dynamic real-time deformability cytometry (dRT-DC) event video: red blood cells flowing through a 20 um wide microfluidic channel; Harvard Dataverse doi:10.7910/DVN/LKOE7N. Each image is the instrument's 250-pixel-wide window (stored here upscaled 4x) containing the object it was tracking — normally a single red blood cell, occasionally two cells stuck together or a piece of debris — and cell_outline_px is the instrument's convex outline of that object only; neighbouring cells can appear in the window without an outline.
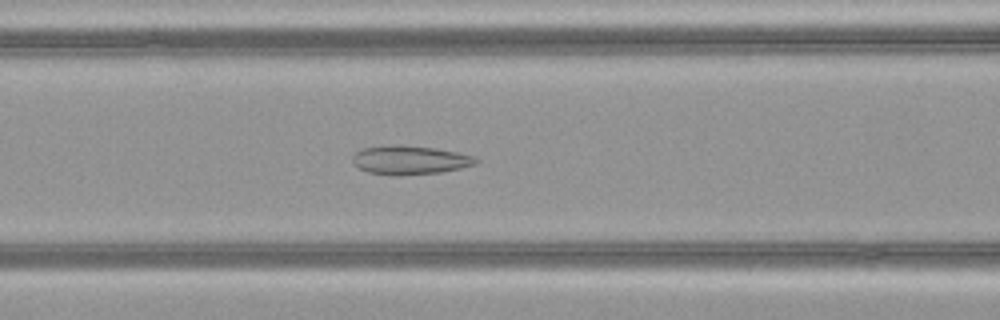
{"species": "common noctule bat (a hibernating species)", "species_latin": "Nyctalus noctula", "temperature_condition": "warm", "stored_images_in_passage": 51, "segment_of_instrument_passage": [1, 2], "camera_frame_rate_fps": 3000, "um_per_image_px": 0.085, "animal": {"sex": "female", "body_mass_g": 21.9}, "frame": {"image": 1, "passage_image": 21, "time_ms": 6.667, "image_size_px": [1000, 320], "cell_outline_px": [[480, 160], [476, 164], [444, 172], [400, 176], [392, 176], [368, 172], [352, 164], [352, 156], [360, 148], [396, 144], [436, 148], [460, 152], [476, 156]], "centroid_in_image_um": [34.85, 13.6], "position_along_channel_um": 131.7, "area_um2": 21.27}}
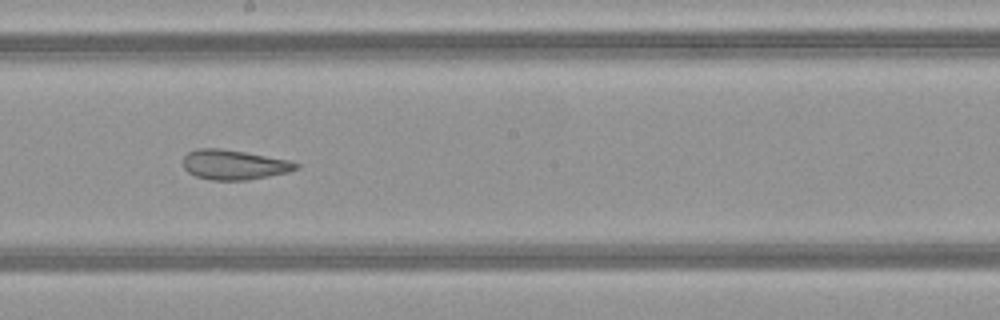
{"frame": {"image": 2, "passage_image": 28, "time_ms": 9.0, "image_size_px": [1000, 320], "cell_outline_px": [[300, 168], [288, 172], [248, 180], [212, 180], [196, 176], [188, 172], [184, 168], [184, 156], [188, 152], [200, 148], [220, 148], [244, 152], [288, 160], [300, 164]], "centroid_in_image_um": [19.9, 14.0], "position_along_channel_um": 228.3, "area_um2": 19.48}}
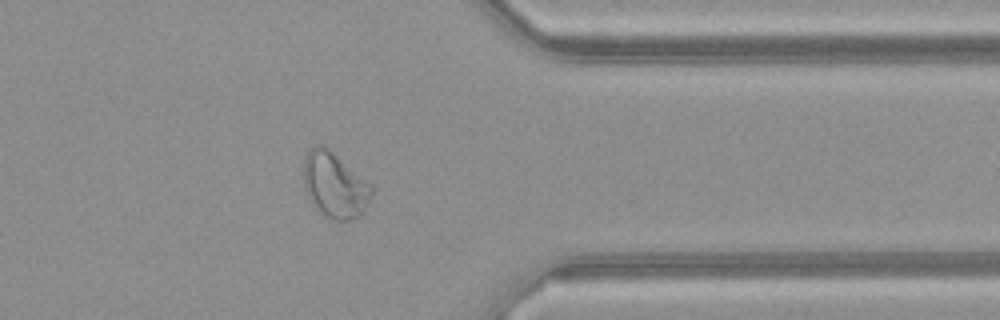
{"frame": {"image": 3, "passage_image": 40, "time_ms": 13.0, "image_size_px": [1000, 320], "cell_outline_px": [[372, 192], [360, 216], [348, 220], [332, 220], [324, 216], [320, 212], [312, 200], [304, 184], [304, 156], [316, 144], [320, 144], [328, 148], [372, 184]], "centroid_in_image_um": [28.46, 15.72], "position_along_channel_um": 382.9, "area_um2": 25.43}}